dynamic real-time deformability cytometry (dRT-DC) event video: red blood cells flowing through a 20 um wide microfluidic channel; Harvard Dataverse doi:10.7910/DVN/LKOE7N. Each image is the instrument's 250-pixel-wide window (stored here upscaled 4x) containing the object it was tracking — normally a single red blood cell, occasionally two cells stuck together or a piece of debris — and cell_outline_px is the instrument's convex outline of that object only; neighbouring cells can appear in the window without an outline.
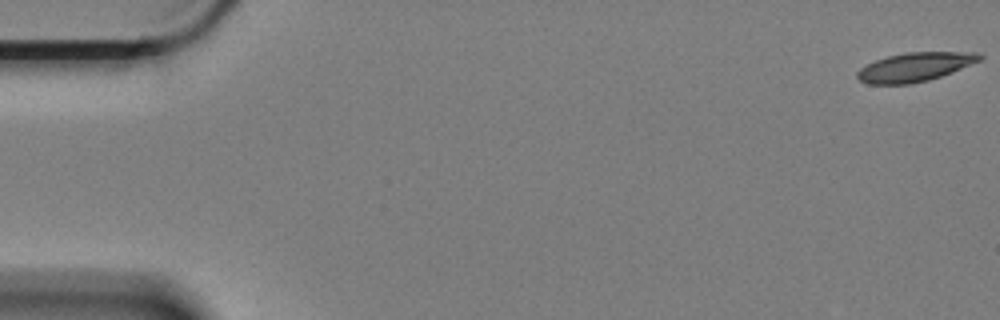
{"species": "Egyptian fruit bat (a non-hibernating species)", "species_latin": "Rousettus aegyptiacus", "temperature_condition": "cold", "stored_images_in_passage": 4, "camera_frame_rate_fps": 3000, "um_per_image_px": 0.085, "animal": {"sex": "female"}, "frame": {"image": 1, "passage_image": 1, "time_ms": 0.0, "image_size_px": [1000, 320], "cell_outline_px": [[984, 56], [980, 60], [952, 72], [928, 80], [912, 84], [868, 84], [860, 80], [856, 76], [856, 72], [860, 68], [876, 60], [888, 56], [904, 52], [976, 52]], "centroid_in_image_um": [77.75, 5.69], "position_along_channel_um": 7.3, "area_um2": 20.52}}